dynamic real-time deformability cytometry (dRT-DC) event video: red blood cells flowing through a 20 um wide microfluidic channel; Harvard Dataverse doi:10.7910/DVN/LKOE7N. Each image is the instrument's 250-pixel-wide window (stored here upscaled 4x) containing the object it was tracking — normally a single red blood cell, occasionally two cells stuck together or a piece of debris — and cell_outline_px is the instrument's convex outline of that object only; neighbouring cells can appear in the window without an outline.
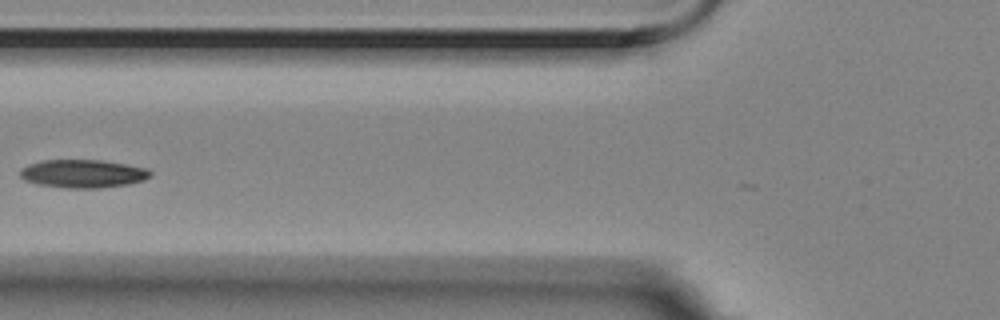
{"species": "Egyptian fruit bat (a non-hibernating species)", "species_latin": "Rousettus aegyptiacus", "temperature_condition": "room temperature", "stored_images_in_passage": 4, "camera_frame_rate_fps": 3000, "um_per_image_px": 0.085, "animal": {"sex": "female"}, "frame": {"image": 1, "passage_image": 4, "time_ms": 1.0, "image_size_px": [1000, 320], "cell_outline_px": [[152, 176], [144, 180], [128, 184], [100, 188], [68, 188], [40, 184], [24, 180], [20, 176], [20, 168], [28, 164], [40, 160], [100, 160], [148, 168], [152, 172]], "centroid_in_image_um": [7.05, 14.76], "position_along_channel_um": 118.7, "area_um2": 21.44}}